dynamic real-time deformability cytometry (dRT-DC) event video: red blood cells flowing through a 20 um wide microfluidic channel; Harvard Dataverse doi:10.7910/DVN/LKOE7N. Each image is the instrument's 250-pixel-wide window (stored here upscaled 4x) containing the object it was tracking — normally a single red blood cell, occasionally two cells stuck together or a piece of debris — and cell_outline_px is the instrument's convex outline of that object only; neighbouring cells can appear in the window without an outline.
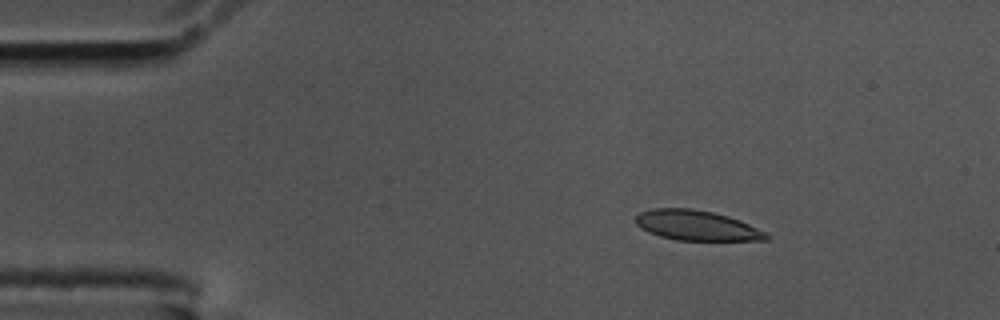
{"species": "common noctule bat (a hibernating species)", "species_latin": "Nyctalus noctula", "temperature_condition": "cold", "stored_images_in_passage": 50, "camera_frame_rate_fps": 3000, "um_per_image_px": 0.085, "animal": {"sex": "male", "body_mass_g": 17.5, "forearm_length_mm": 52.3}, "frame": {"image": 1, "passage_image": 1, "time_ms": 0.0, "image_size_px": [1000, 320], "cell_outline_px": [[772, 236], [768, 240], [676, 240], [660, 236], [648, 232], [640, 228], [636, 224], [636, 216], [640, 212], [652, 208], [692, 208], [712, 212], [728, 216], [740, 220], [768, 232]], "centroid_in_image_um": [59.25, 19.16], "position_along_channel_um": 25.8, "area_um2": 23.06}}
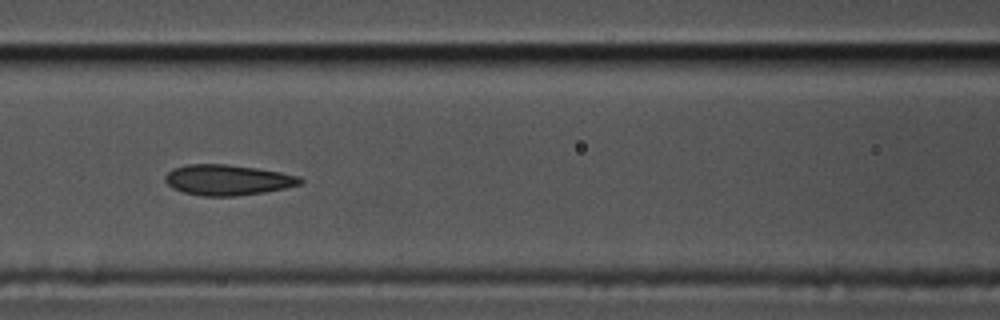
{"frame": {"image": 2, "passage_image": 17, "time_ms": 5.333, "image_size_px": [1000, 320], "cell_outline_px": [[304, 180], [300, 184], [284, 188], [264, 192], [236, 196], [204, 196], [184, 192], [172, 188], [164, 180], [164, 176], [172, 168], [188, 164], [228, 164], [256, 168], [280, 172], [300, 176]], "centroid_in_image_um": [19.33, 15.29], "position_along_channel_um": 147.3, "area_um2": 24.04}}
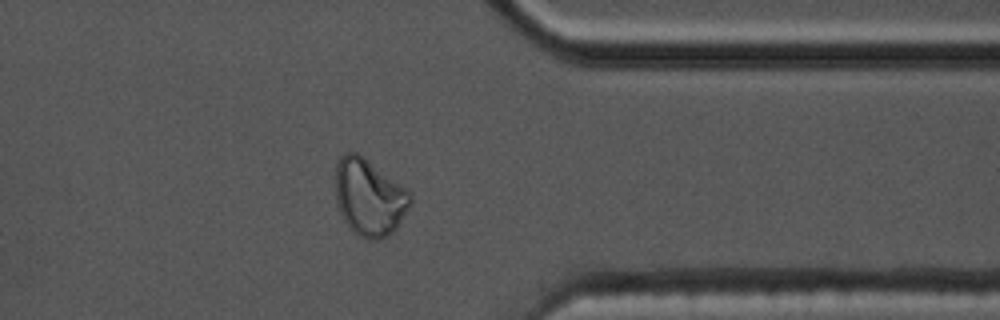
{"frame": {"image": 3, "passage_image": 38, "time_ms": 12.333, "image_size_px": [1000, 320], "cell_outline_px": [[412, 200], [408, 208], [396, 228], [392, 232], [380, 240], [364, 240], [356, 236], [344, 220], [336, 204], [336, 160], [344, 152], [356, 152], [412, 192]], "centroid_in_image_um": [31.37, 16.79], "position_along_channel_um": 380.0, "area_um2": 33.64}, "authors_computed_cell_mechanics": {"area_um2": 24.4494, "velocity_mm_per_s": 3.4537, "shape_relaxation_time_tau1_ms": 11.2047, "shape_relaxation_time_tau2_ms": 1.9445, "deformation_change_tau1": 0.2326, "deformation_change_tau2": 0.0642}}